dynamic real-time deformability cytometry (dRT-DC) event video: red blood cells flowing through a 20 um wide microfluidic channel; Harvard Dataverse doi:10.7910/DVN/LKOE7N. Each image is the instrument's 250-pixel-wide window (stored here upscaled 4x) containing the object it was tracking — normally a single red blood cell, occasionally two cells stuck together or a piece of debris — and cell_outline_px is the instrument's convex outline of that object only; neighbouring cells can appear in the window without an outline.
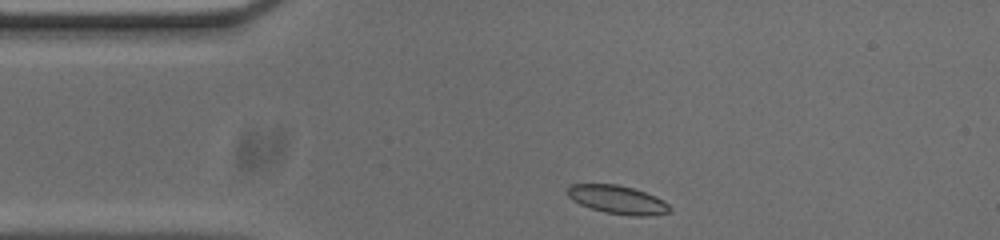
{"species": "common noctule bat (a hibernating species)", "species_latin": "Nyctalus noctula", "temperature_condition": "cold", "stored_images_in_passage": 37, "camera_frame_rate_fps": 3000, "um_per_image_px": 0.085, "animal": {"sex": "male", "body_mass_g": 20.0, "forearm_length_mm": 53.3}, "frame": {"image": 1, "passage_image": 1, "time_ms": 0.0, "image_size_px": [1000, 240], "cell_outline_px": [[672, 208], [668, 212], [648, 216], [632, 216], [604, 212], [580, 204], [572, 200], [568, 196], [568, 184], [616, 184], [632, 188], [656, 196], [664, 200]], "centroid_in_image_um": [52.5, 16.97], "position_along_channel_um": 32.5, "area_um2": 16.88}}
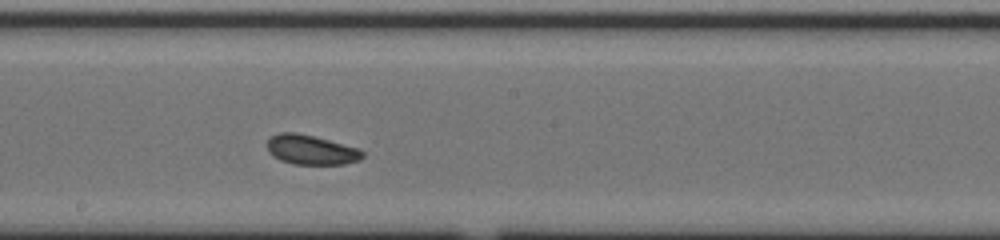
{"frame": {"image": 2, "passage_image": 19, "time_ms": 6.0, "image_size_px": [1000, 240], "cell_outline_px": [[364, 156], [360, 160], [344, 164], [292, 164], [280, 160], [272, 156], [268, 152], [268, 136], [280, 132], [296, 132], [328, 140], [356, 148], [364, 152]], "centroid_in_image_um": [26.39, 12.74], "position_along_channel_um": 221.8, "area_um2": 16.42}}
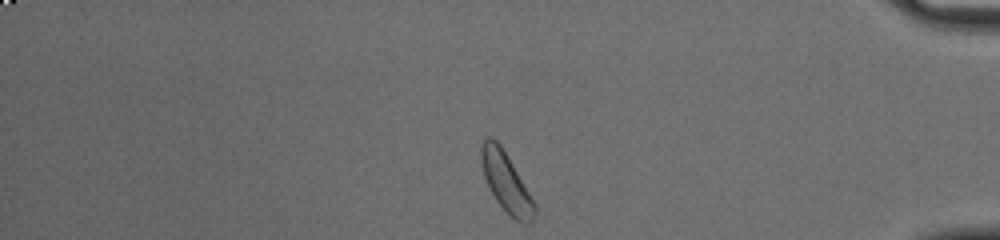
{"frame": {"image": 3, "passage_image": 36, "time_ms": 11.667, "image_size_px": [1000, 240], "cell_outline_px": [[536, 212], [532, 220], [528, 224], [520, 224], [496, 200], [484, 176], [480, 160], [480, 148], [484, 140], [488, 136], [496, 140], [500, 144], [536, 204]], "centroid_in_image_um": [43.02, 15.49], "position_along_channel_um": 392.2, "area_um2": 18.03}, "authors_computed_cell_mechanics": {"area_um2": 16.8776, "velocity_mm_per_s": 3.67, "shape_relaxation_time_tau1_ms": 2.5528, "shape_relaxation_time_tau2_ms": 3.7165, "deformation_change_tau1": 0.0429, "deformation_change_tau2": 0.0734}}